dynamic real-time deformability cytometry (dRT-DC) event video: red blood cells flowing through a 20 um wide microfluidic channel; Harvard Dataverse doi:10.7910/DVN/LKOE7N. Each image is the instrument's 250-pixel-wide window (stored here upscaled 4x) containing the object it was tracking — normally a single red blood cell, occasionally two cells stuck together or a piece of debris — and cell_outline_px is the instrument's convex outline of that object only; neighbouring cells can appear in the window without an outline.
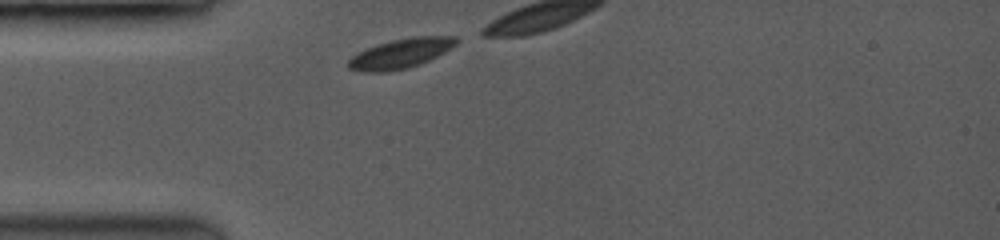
{"species": "common noctule bat (a hibernating species)", "species_latin": "Nyctalus noctula", "temperature_condition": "room temperature", "stored_images_in_passage": 11, "camera_frame_rate_fps": 3500, "um_per_image_px": 0.085, "animal": {"sex": "female", "body_mass_g": 19.0, "forearm_length_mm": 53.3}, "frame": {"image": 1, "passage_image": 1, "time_ms": 0.0, "image_size_px": [1000, 240], "cell_outline_px": [[460, 40], [456, 44], [444, 52], [428, 60], [404, 68], [384, 72], [364, 72], [348, 68], [348, 60], [352, 56], [376, 44], [392, 40], [412, 36], [456, 36]], "centroid_in_image_um": [34.06, 4.52], "position_along_channel_um": 50.9, "area_um2": 18.32}}